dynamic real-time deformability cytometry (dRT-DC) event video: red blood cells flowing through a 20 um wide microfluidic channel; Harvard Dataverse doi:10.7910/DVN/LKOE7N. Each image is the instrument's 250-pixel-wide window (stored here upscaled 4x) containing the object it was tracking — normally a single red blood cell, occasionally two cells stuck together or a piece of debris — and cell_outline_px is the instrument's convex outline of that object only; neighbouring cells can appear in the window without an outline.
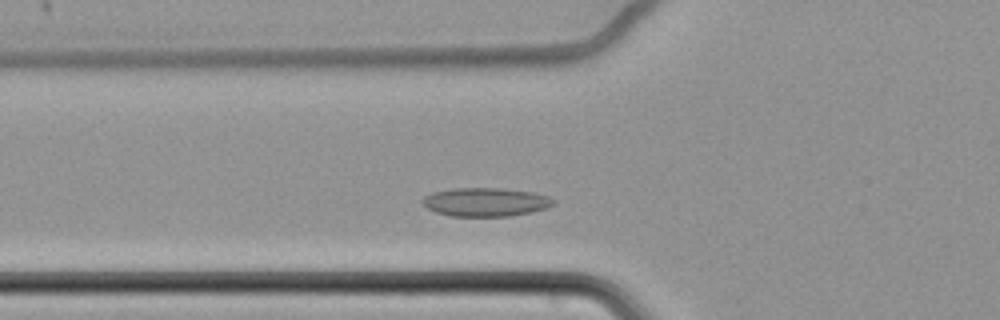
{"species": "common noctule bat (a hibernating species)", "species_latin": "Nyctalus noctula", "temperature_condition": "cold", "stored_images_in_passage": 43, "camera_frame_rate_fps": 3000, "um_per_image_px": 0.085, "animal": {"sex": "female", "body_mass_g": 22.7, "forearm_length_mm": 54.2}, "frame": {"image": 1, "passage_image": 11, "time_ms": 3.333, "image_size_px": [1000, 320], "cell_outline_px": [[556, 200], [552, 204], [544, 208], [532, 212], [512, 216], [452, 216], [436, 212], [428, 208], [420, 200], [424, 196], [432, 192], [456, 188], [500, 188], [532, 192], [548, 196]], "centroid_in_image_um": [41.26, 17.17], "position_along_channel_um": 84.5, "area_um2": 21.73}}
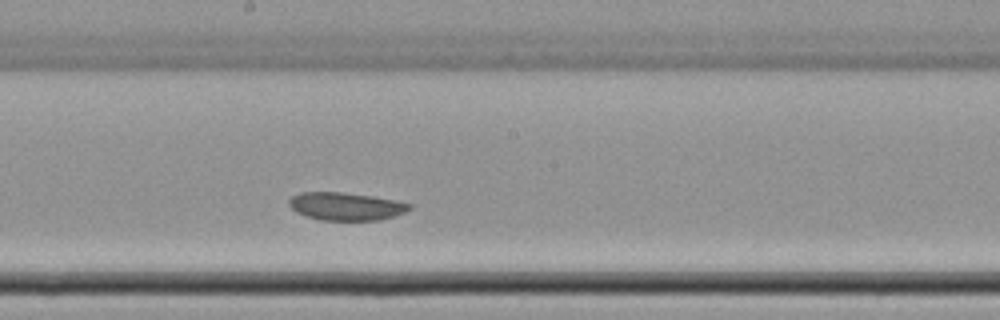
{"frame": {"image": 2, "passage_image": 23, "time_ms": 7.333, "image_size_px": [1000, 320], "cell_outline_px": [[412, 208], [404, 212], [380, 220], [320, 220], [296, 212], [288, 204], [288, 200], [292, 196], [300, 192], [344, 192], [372, 196], [396, 200], [412, 204]], "centroid_in_image_um": [29.4, 17.53], "position_along_channel_um": 218.8, "area_um2": 19.54}}
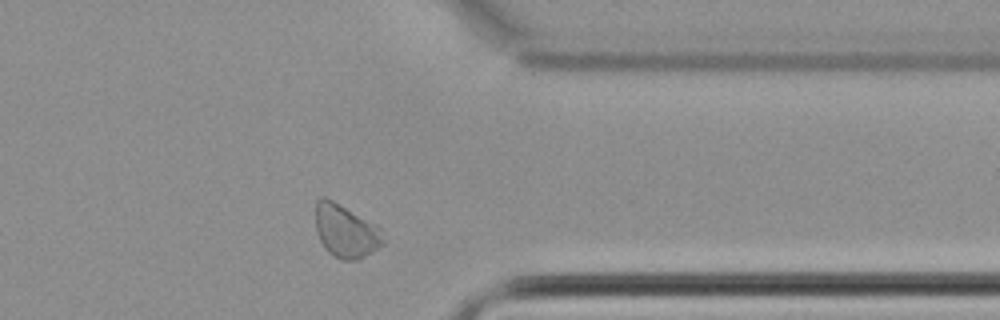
{"frame": {"image": 3, "passage_image": 38, "time_ms": 12.333, "image_size_px": [1000, 320], "cell_outline_px": [[384, 244], [372, 252], [356, 260], [340, 260], [328, 252], [324, 248], [316, 232], [316, 200], [320, 196], [324, 196], [332, 200], [376, 224], [380, 228], [384, 240]], "centroid_in_image_um": [29.37, 19.65], "position_along_channel_um": 382.0, "area_um2": 20.92}}